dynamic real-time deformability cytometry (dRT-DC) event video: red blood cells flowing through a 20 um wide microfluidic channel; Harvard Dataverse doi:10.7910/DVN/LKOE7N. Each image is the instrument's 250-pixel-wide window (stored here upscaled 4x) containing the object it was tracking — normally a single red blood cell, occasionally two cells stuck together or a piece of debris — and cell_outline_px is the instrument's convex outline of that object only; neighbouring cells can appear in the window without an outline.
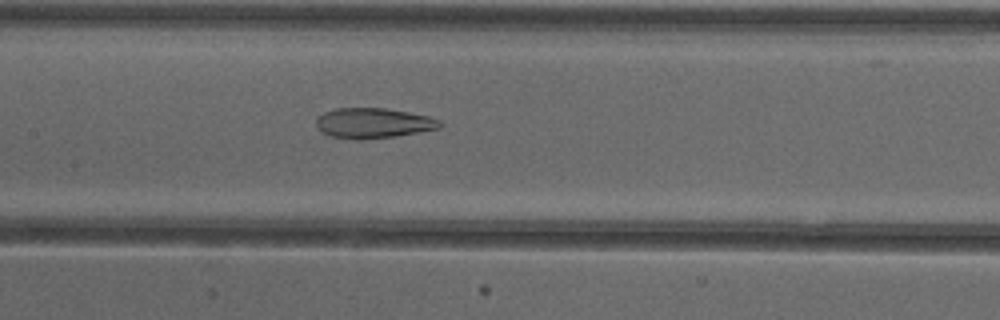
{"species": "common noctule bat (a hibernating species)", "species_latin": "Nyctalus noctula", "temperature_condition": "cold", "stored_images_in_passage": 53, "camera_frame_rate_fps": 3000, "um_per_image_px": 0.085, "animal": {"sex": "female"}, "frame": {"image": 1, "passage_image": 26, "time_ms": 8.333, "image_size_px": [1000, 320], "cell_outline_px": [[444, 124], [440, 128], [420, 132], [396, 136], [360, 140], [356, 140], [328, 136], [320, 132], [316, 124], [316, 120], [324, 112], [336, 108], [384, 108], [408, 112], [428, 116], [440, 120]], "centroid_in_image_um": [31.72, 10.47], "position_along_channel_um": 175.7, "area_um2": 21.96}}
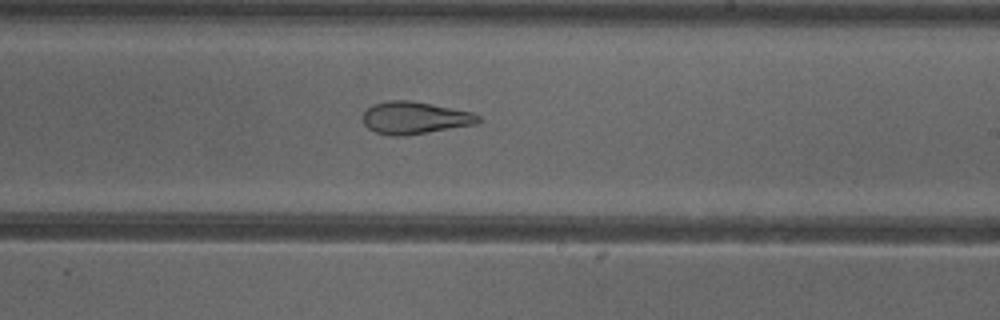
{"frame": {"image": 2, "passage_image": 32, "time_ms": 10.333, "image_size_px": [1000, 320], "cell_outline_px": [[480, 120], [476, 124], [428, 132], [400, 136], [392, 136], [376, 132], [368, 128], [364, 124], [364, 112], [372, 104], [388, 100], [408, 100], [432, 104], [472, 112], [480, 116]], "centroid_in_image_um": [35.24, 10.01], "position_along_channel_um": 253.8, "area_um2": 21.56}}
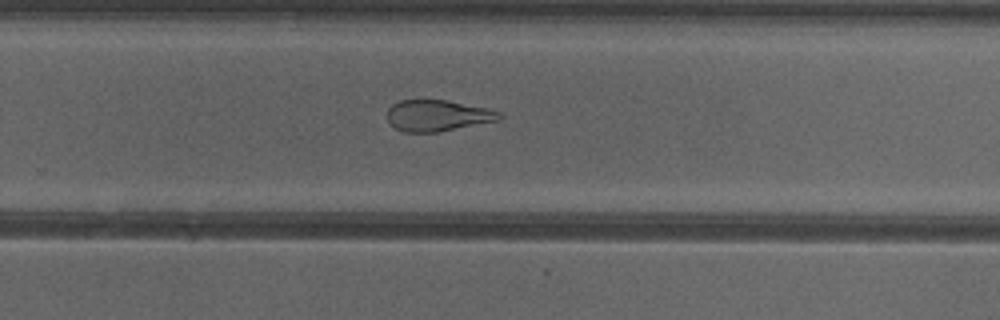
{"frame": {"image": 3, "passage_image": 35, "time_ms": 11.333, "image_size_px": [1000, 320], "cell_outline_px": [[504, 116], [500, 120], [436, 132], [404, 132], [396, 128], [388, 120], [388, 108], [392, 104], [400, 100], [448, 100], [488, 108], [500, 112]], "centroid_in_image_um": [37.22, 9.81], "position_along_channel_um": 292.6, "area_um2": 20.35}, "authors_computed_cell_mechanics": {"area_um2": 27.0504, "velocity_mm_per_s": 3.9193, "shape_relaxation_time_tau1_ms": null, "shape_relaxation_time_tau2_ms": 2.5898, "deformation_change_tau1": null, "deformation_change_tau2": 0.1161}}